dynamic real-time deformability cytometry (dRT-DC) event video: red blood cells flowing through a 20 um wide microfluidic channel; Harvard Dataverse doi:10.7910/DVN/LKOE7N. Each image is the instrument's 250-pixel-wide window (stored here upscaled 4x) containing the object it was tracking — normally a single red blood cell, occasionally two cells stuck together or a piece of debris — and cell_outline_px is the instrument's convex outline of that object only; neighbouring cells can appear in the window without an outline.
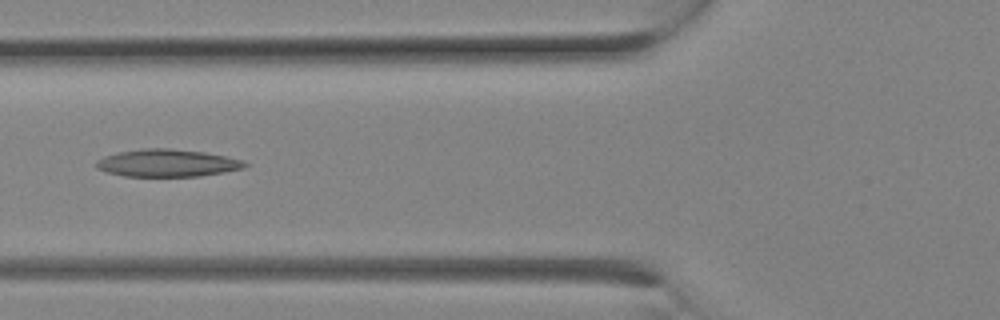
{"species": "Egyptian fruit bat (a non-hibernating species)", "species_latin": "Rousettus aegyptiacus", "temperature_condition": "room temperature", "stored_images_in_passage": 10, "camera_frame_rate_fps": 3000, "um_per_image_px": 0.085, "animal": {"sex": "female"}, "frame": {"image": 1, "passage_image": 9, "time_ms": 2.667, "image_size_px": [1000, 320], "cell_outline_px": [[248, 164], [244, 168], [224, 172], [200, 176], [124, 176], [108, 172], [96, 168], [96, 160], [104, 156], [120, 152], [144, 148], [168, 148], [204, 152], [244, 160]], "centroid_in_image_um": [14.22, 13.86], "position_along_channel_um": 111.6, "area_um2": 23.64}}